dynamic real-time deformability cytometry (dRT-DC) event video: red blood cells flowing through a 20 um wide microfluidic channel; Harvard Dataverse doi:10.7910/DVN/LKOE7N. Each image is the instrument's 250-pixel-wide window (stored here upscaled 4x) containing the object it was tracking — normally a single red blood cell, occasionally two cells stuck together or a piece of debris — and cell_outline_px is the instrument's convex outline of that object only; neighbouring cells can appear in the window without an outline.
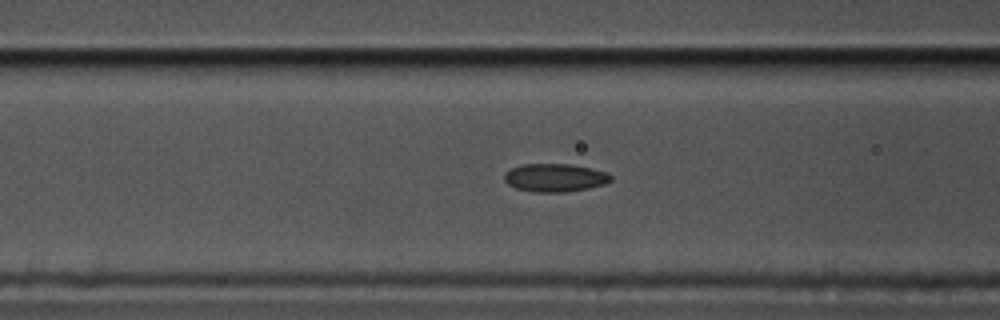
{"species": "common noctule bat (a hibernating species)", "species_latin": "Nyctalus noctula", "temperature_condition": "cold", "stored_images_in_passage": 44, "camera_frame_rate_fps": 3000, "um_per_image_px": 0.085, "animal": {"sex": "male", "body_mass_g": 17.5, "forearm_length_mm": 52.3}, "frame": {"image": 1, "passage_image": 14, "time_ms": 4.333, "image_size_px": [1000, 320], "cell_outline_px": [[612, 180], [604, 184], [588, 188], [564, 192], [532, 192], [516, 188], [508, 184], [504, 180], [504, 172], [520, 164], [568, 164], [592, 168], [608, 172], [612, 176]], "centroid_in_image_um": [47.16, 15.1], "position_along_channel_um": 119.4, "area_um2": 17.57}}
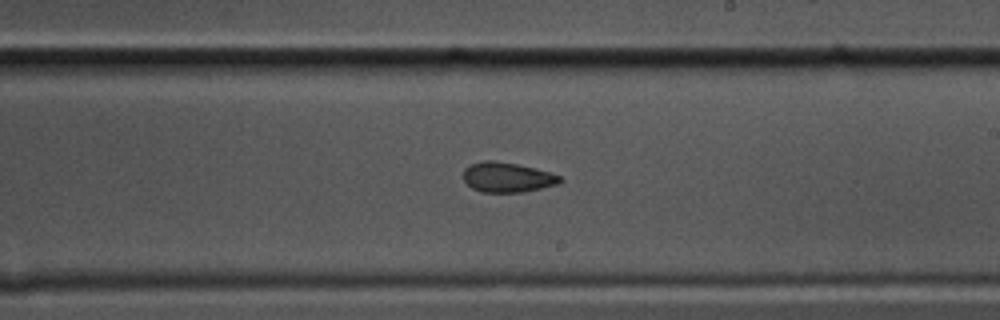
{"frame": {"image": 2, "passage_image": 25, "time_ms": 8.0, "image_size_px": [1000, 320], "cell_outline_px": [[564, 180], [556, 184], [524, 192], [480, 192], [472, 188], [464, 180], [464, 168], [468, 164], [484, 160], [492, 160], [516, 164], [536, 168], [552, 172], [560, 176]], "centroid_in_image_um": [43.11, 15.06], "position_along_channel_um": 245.9, "area_um2": 16.94}}
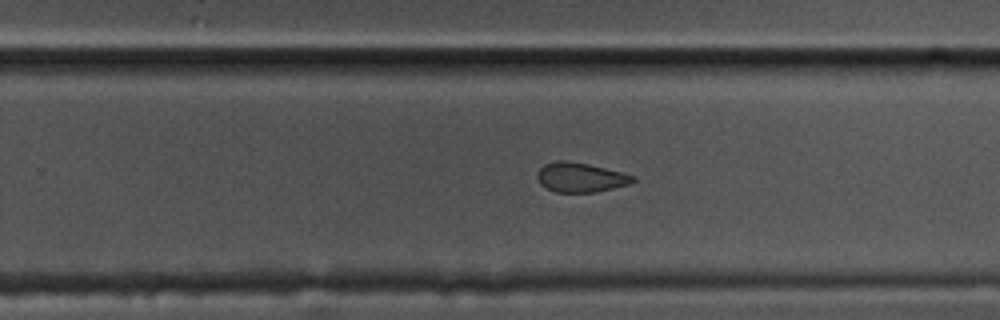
{"frame": {"image": 3, "passage_image": 28, "time_ms": 9.0, "image_size_px": [1000, 320], "cell_outline_px": [[636, 180], [628, 184], [596, 192], [556, 192], [540, 184], [536, 176], [536, 172], [544, 164], [556, 160], [568, 160], [588, 164], [636, 176]], "centroid_in_image_um": [49.31, 15.06], "position_along_channel_um": 280.5, "area_um2": 16.42}, "authors_computed_cell_mechanics": {"area_um2": 17.5134, "velocity_mm_per_s": 3.454, "shape_relaxation_time_tau1_ms": null, "shape_relaxation_time_tau2_ms": 2.7117, "deformation_change_tau1": null, "deformation_change_tau2": 0.0847}}